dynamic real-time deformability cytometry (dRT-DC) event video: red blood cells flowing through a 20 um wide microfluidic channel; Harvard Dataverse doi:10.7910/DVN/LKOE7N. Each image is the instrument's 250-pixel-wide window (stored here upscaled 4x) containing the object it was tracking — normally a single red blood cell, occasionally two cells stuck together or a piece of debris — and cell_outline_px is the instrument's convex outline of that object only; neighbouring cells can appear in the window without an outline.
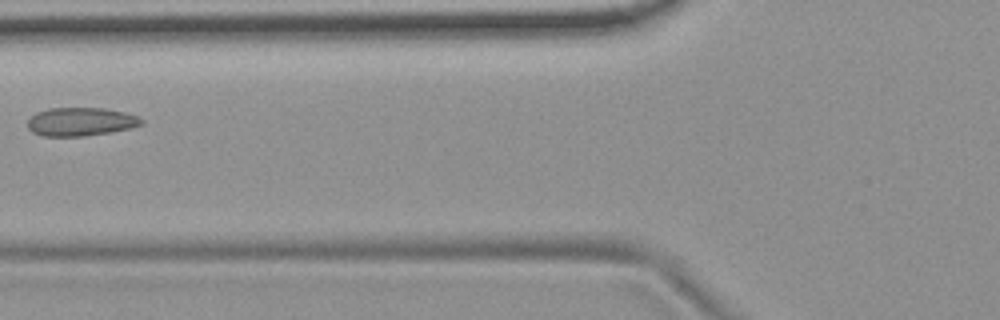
{"species": "common noctule bat (a hibernating species)", "species_latin": "Nyctalus noctula", "temperature_condition": "room temperature", "stored_images_in_passage": 5, "camera_frame_rate_fps": 3000, "um_per_image_px": 0.085, "animal": {"sex": "female", "body_mass_g": 19.9}, "frame": {"image": 1, "passage_image": 4, "time_ms": 1.0, "image_size_px": [1000, 320], "cell_outline_px": [[144, 124], [128, 128], [108, 132], [84, 136], [44, 136], [32, 132], [28, 128], [28, 120], [36, 112], [48, 108], [104, 108], [124, 112], [136, 116], [144, 120]], "centroid_in_image_um": [6.84, 10.34], "position_along_channel_um": 119.0, "area_um2": 18.73}}
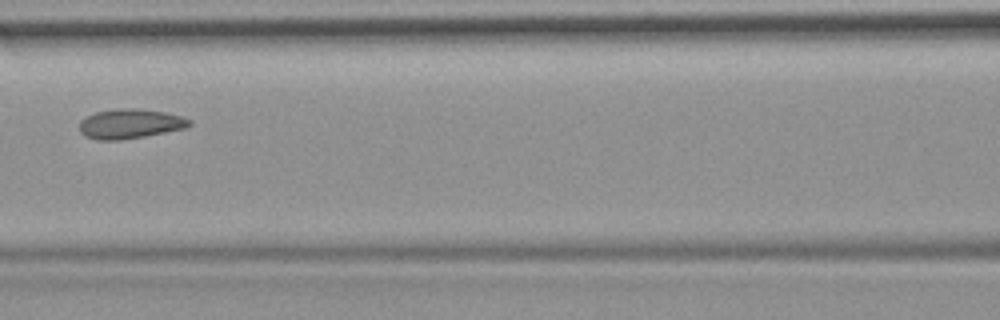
{"frame": {"image": 2, "passage_image": 5, "time_ms": 1.333, "image_size_px": [1000, 320], "cell_outline_px": [[192, 124], [184, 128], [144, 136], [120, 140], [96, 140], [84, 136], [80, 132], [80, 120], [84, 116], [96, 112], [120, 108], [136, 108], [164, 112], [180, 116], [192, 120]], "centroid_in_image_um": [11.01, 10.52], "position_along_channel_um": 155.6, "area_um2": 18.96}}